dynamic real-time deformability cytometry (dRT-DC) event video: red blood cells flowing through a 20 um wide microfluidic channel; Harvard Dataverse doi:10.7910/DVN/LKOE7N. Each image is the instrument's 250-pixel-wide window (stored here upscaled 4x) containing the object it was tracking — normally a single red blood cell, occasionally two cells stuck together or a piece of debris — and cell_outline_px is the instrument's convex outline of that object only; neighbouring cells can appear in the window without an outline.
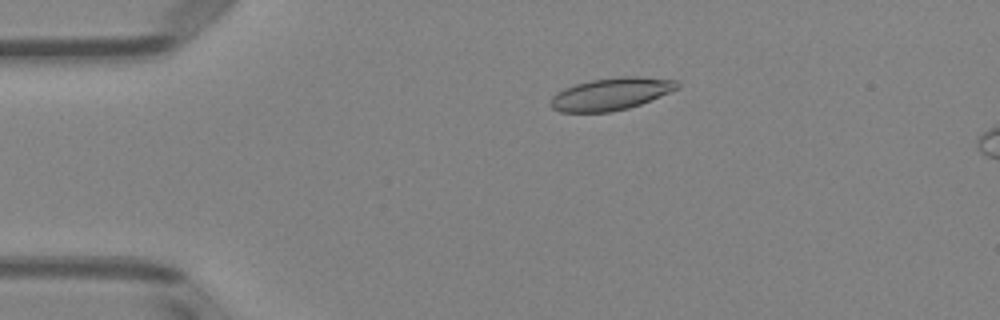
{"species": "Egyptian fruit bat (a non-hibernating species)", "species_latin": "Rousettus aegyptiacus", "temperature_condition": "room temperature", "stored_images_in_passage": 52, "camera_frame_rate_fps": 3000, "um_per_image_px": 0.085, "animal": {"sex": "female"}, "frame": {"image": 1, "passage_image": 11, "time_ms": 3.333, "image_size_px": [1000, 320], "cell_outline_px": [[680, 88], [640, 104], [628, 108], [612, 112], [560, 112], [552, 108], [552, 96], [556, 92], [564, 88], [576, 84], [592, 80], [616, 76], [640, 76], [676, 80], [680, 84]], "centroid_in_image_um": [51.96, 7.97], "position_along_channel_um": 33.0, "area_um2": 23.87}}
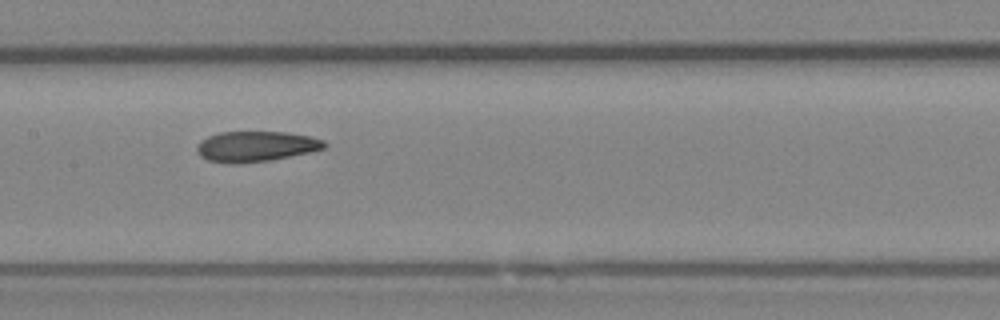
{"frame": {"image": 2, "passage_image": 26, "time_ms": 8.333, "image_size_px": [1000, 320], "cell_outline_px": [[328, 144], [324, 148], [308, 152], [268, 160], [240, 164], [208, 160], [200, 156], [196, 152], [196, 148], [200, 140], [208, 136], [220, 132], [288, 132], [308, 136], [324, 140]], "centroid_in_image_um": [21.72, 12.43], "position_along_channel_um": 185.7, "area_um2": 22.43}}
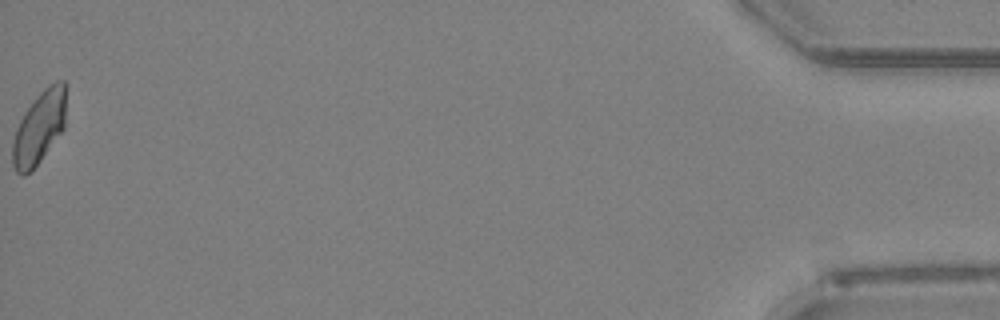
{"frame": {"image": 3, "passage_image": 52, "time_ms": 17.0, "image_size_px": [1000, 320], "cell_outline_px": [[68, 84], [64, 128], [32, 172], [24, 176], [20, 176], [16, 172], [12, 164], [12, 144], [16, 128], [24, 112], [40, 92], [48, 84], [56, 80], [64, 80]], "centroid_in_image_um": [3.36, 10.82], "position_along_channel_um": 431.8, "area_um2": 23.29}, "authors_computed_cell_mechanics": {"area_um2": 23.2645, "velocity_mm_per_s": 3.9785, "shape_relaxation_time_tau1_ms": null, "shape_relaxation_time_tau2_ms": 2.1437, "deformation_change_tau1": null, "deformation_change_tau2": 0.0793}}